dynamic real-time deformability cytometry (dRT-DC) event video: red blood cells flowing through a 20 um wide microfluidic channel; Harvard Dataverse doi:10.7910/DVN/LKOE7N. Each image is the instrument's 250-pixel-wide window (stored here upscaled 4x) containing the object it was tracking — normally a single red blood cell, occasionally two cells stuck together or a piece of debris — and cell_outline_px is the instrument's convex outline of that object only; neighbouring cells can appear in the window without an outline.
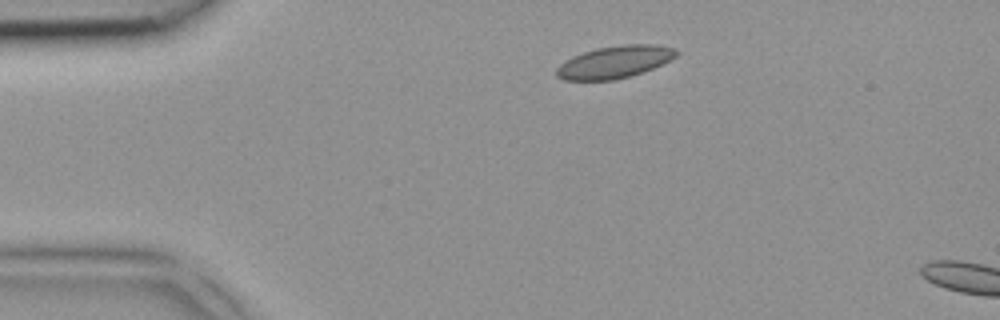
{"species": "common noctule bat (a hibernating species)", "species_latin": "Nyctalus noctula", "temperature_condition": "room temperature", "stored_images_in_passage": 2, "camera_frame_rate_fps": 3000, "um_per_image_px": 0.085, "animal": {"sex": "female", "body_mass_g": 18.4}, "frame": {"image": 1, "passage_image": 1, "time_ms": 0.0, "image_size_px": [1000, 320], "cell_outline_px": [[680, 52], [676, 56], [644, 72], [612, 80], [564, 80], [556, 76], [556, 68], [564, 60], [572, 56], [596, 48], [624, 44], [656, 44], [676, 48]], "centroid_in_image_um": [52.23, 5.26], "position_along_channel_um": 32.8, "area_um2": 22.54}}